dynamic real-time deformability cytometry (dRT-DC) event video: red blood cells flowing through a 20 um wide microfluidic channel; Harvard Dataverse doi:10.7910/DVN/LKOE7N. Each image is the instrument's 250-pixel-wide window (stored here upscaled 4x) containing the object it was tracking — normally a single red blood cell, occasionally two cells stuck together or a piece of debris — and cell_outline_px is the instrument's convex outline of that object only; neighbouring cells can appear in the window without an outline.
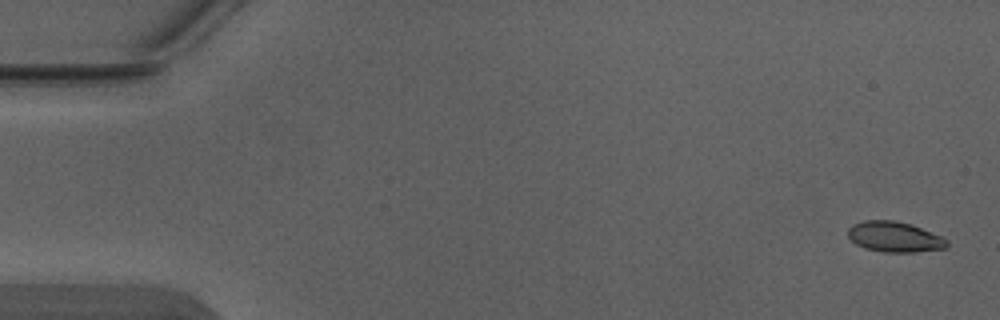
{"species": "Egyptian fruit bat (a non-hibernating species)", "species_latin": "Rousettus aegyptiacus", "temperature_condition": "warm", "stored_images_in_passage": 4, "camera_frame_rate_fps": 3000, "um_per_image_px": 0.085, "animal": {"sex": "male"}, "frame": {"image": 1, "passage_image": 1, "time_ms": 0.0, "image_size_px": [1000, 320], "cell_outline_px": [[948, 248], [916, 252], [884, 252], [864, 248], [856, 244], [848, 236], [848, 228], [852, 224], [864, 220], [896, 220], [912, 224], [944, 236], [948, 240]], "centroid_in_image_um": [76.08, 20.12], "position_along_channel_um": 8.9, "area_um2": 17.92}}
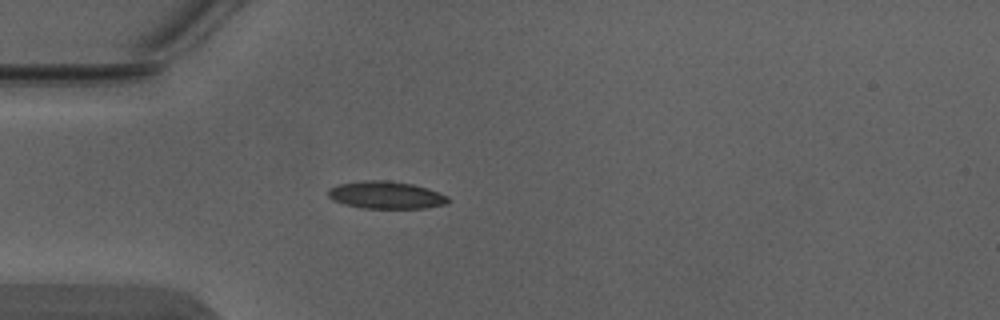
{"frame": {"image": 2, "passage_image": 4, "time_ms": 1.0, "image_size_px": [1000, 320], "cell_outline_px": [[452, 200], [448, 204], [424, 208], [364, 208], [344, 204], [332, 200], [328, 196], [328, 188], [340, 184], [364, 180], [388, 180], [412, 184], [428, 188], [448, 196]], "centroid_in_image_um": [32.84, 16.58], "position_along_channel_um": 52.2, "area_um2": 19.31}}